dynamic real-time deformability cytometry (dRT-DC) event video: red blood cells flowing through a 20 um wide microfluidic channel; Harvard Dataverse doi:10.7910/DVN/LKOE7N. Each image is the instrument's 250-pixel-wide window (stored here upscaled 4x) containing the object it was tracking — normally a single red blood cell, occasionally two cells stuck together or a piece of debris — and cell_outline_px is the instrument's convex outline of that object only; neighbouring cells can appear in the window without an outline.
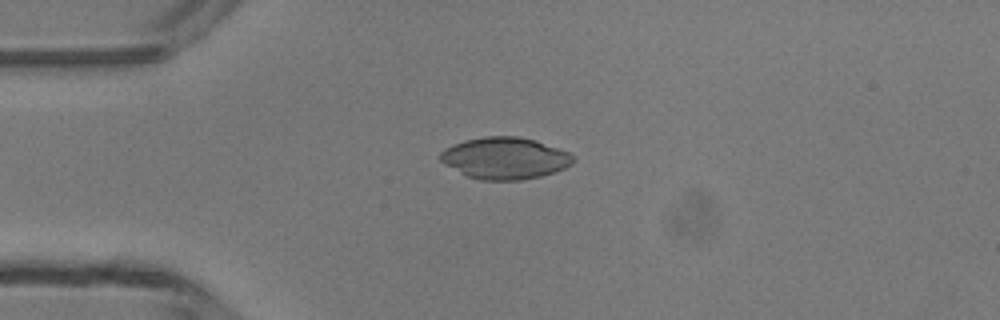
{"species": "common noctule bat (a hibernating species)", "species_latin": "Nyctalus noctula", "temperature_condition": "room temperature", "stored_images_in_passage": 4, "camera_frame_rate_fps": 3000, "um_per_image_px": 0.085, "animal": {"sex": "male", "body_mass_g": 13.3}, "frame": {"image": 1, "passage_image": 3, "time_ms": 3.333, "image_size_px": [1000, 320], "cell_outline_px": [[572, 164], [556, 172], [540, 176], [520, 180], [480, 180], [468, 176], [444, 164], [440, 160], [440, 152], [444, 148], [452, 144], [464, 140], [484, 136], [516, 136], [536, 140], [568, 152], [572, 156]], "centroid_in_image_um": [42.88, 13.44], "position_along_channel_um": 42.1, "area_um2": 32.25}}